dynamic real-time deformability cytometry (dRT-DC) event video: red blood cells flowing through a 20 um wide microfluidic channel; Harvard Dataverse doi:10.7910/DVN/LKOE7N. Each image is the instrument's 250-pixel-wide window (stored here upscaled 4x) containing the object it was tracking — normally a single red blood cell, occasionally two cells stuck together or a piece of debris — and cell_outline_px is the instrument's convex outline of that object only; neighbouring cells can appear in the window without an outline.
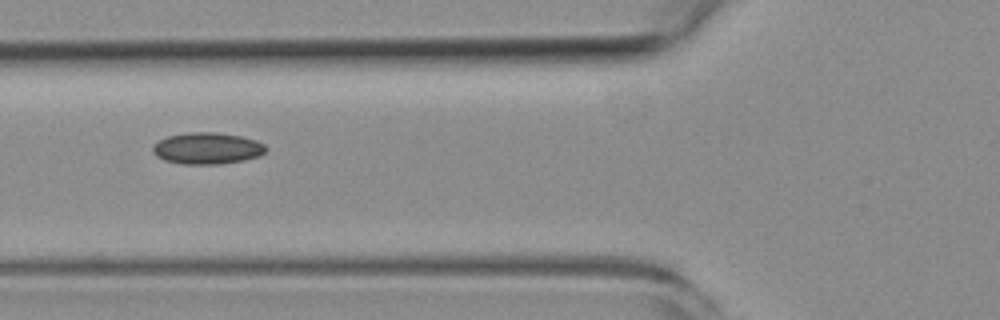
{"species": "common noctule bat (a hibernating species)", "species_latin": "Nyctalus noctula", "temperature_condition": "room temperature", "stored_images_in_passage": 13, "camera_frame_rate_fps": 3000, "um_per_image_px": 0.085, "animal": {"sex": "female", "body_mass_g": 19.3, "forearm_length_mm": 54.1}, "frame": {"image": 1, "passage_image": 4, "time_ms": 6.0, "image_size_px": [1000, 320], "cell_outline_px": [[268, 148], [260, 156], [244, 160], [220, 164], [184, 164], [164, 160], [156, 156], [152, 152], [152, 148], [160, 140], [168, 136], [188, 132], [216, 132], [240, 136], [256, 140], [264, 144]], "centroid_in_image_um": [17.63, 12.61], "position_along_channel_um": 108.2, "area_um2": 20.81}}
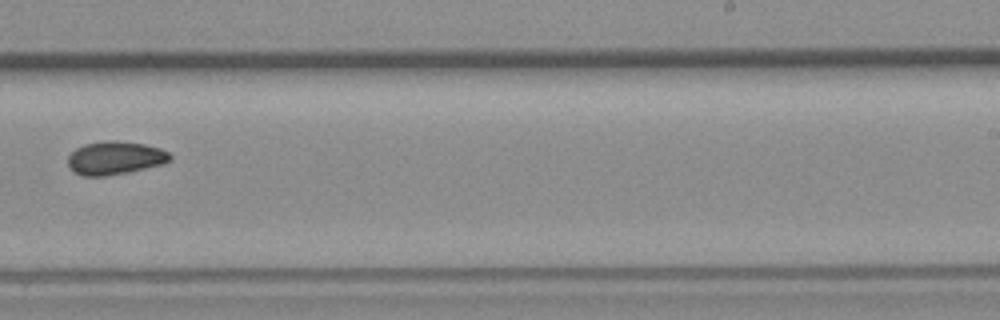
{"frame": {"image": 2, "passage_image": 8, "time_ms": 10.667, "image_size_px": [1000, 320], "cell_outline_px": [[172, 160], [164, 164], [128, 172], [108, 176], [84, 176], [72, 172], [68, 164], [68, 156], [76, 148], [84, 144], [104, 140], [116, 140], [144, 144], [160, 148], [168, 152], [172, 156]], "centroid_in_image_um": [9.78, 13.43], "position_along_channel_um": 279.2, "area_um2": 20.06}}
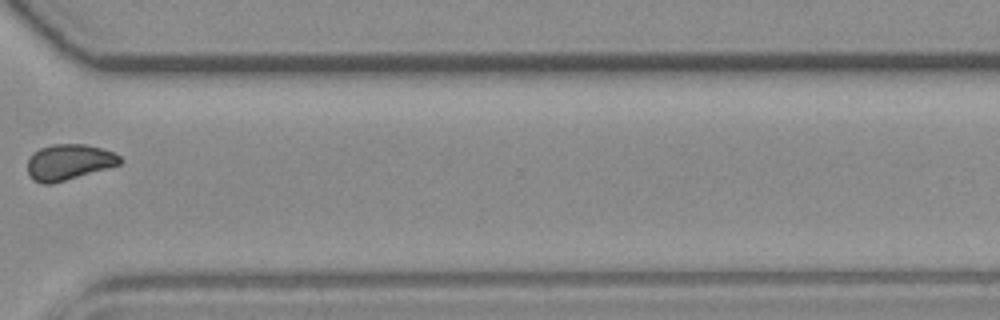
{"frame": {"image": 3, "passage_image": 10, "time_ms": 13.0, "image_size_px": [1000, 320], "cell_outline_px": [[124, 160], [120, 164], [108, 168], [52, 184], [40, 184], [32, 180], [28, 172], [28, 160], [32, 152], [40, 148], [52, 144], [84, 144], [100, 148], [112, 152], [120, 156]], "centroid_in_image_um": [5.83, 13.79], "position_along_channel_um": 364.8, "area_um2": 19.36}}